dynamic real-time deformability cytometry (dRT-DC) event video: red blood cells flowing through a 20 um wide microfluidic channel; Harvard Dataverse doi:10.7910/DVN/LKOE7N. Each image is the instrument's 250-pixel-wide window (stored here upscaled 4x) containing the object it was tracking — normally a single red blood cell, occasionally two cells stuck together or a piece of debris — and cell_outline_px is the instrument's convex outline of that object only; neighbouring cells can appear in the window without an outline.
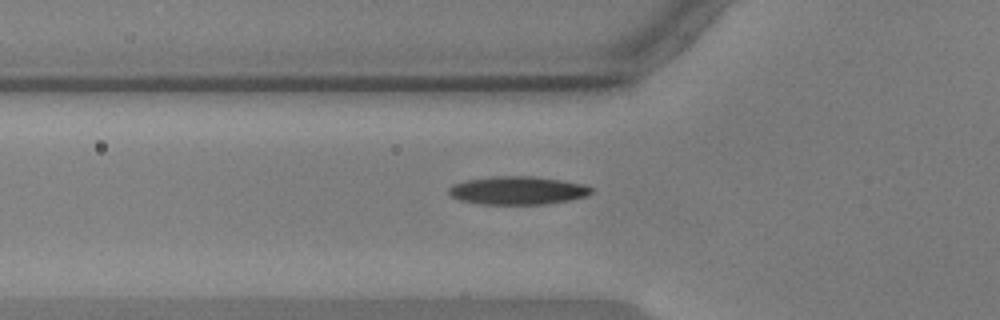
{"species": "common noctule bat (a hibernating species)", "species_latin": "Nyctalus noctula", "temperature_condition": "warm", "stored_images_in_passage": 37, "camera_frame_rate_fps": 3000, "um_per_image_px": 0.085, "animal": {"sex": "male", "body_mass_g": 17.9, "forearm_length_mm": 54.2}, "frame": {"image": 1, "passage_image": 2, "time_ms": 0.333, "image_size_px": [1000, 320], "cell_outline_px": [[592, 192], [588, 196], [548, 204], [480, 204], [460, 200], [452, 196], [448, 192], [448, 188], [452, 184], [464, 180], [492, 176], [532, 176], [560, 180], [584, 184], [592, 188]], "centroid_in_image_um": [43.98, 16.18], "position_along_channel_um": 81.8, "area_um2": 23.52}}
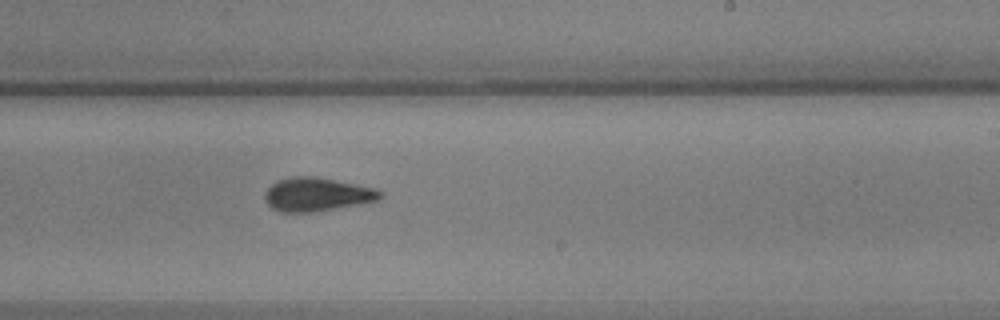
{"frame": {"image": 2, "passage_image": 17, "time_ms": 5.333, "image_size_px": [1000, 320], "cell_outline_px": [[384, 196], [380, 200], [316, 212], [280, 212], [272, 208], [264, 200], [264, 192], [276, 180], [292, 176], [316, 176], [376, 188], [384, 192]], "centroid_in_image_um": [26.95, 16.52], "position_along_channel_um": 262.0, "area_um2": 22.95}}
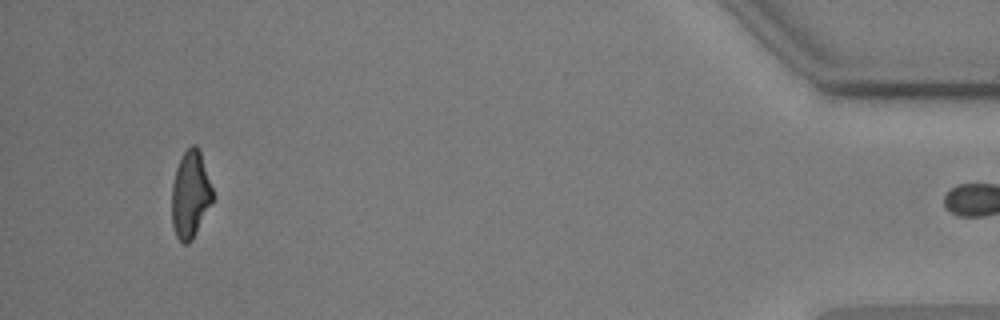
{"frame": {"image": 3, "passage_image": 36, "time_ms": 11.667, "image_size_px": [1000, 320], "cell_outline_px": [[216, 196], [192, 240], [188, 244], [184, 244], [176, 236], [172, 224], [172, 184], [176, 168], [184, 152], [192, 144], [196, 144], [200, 148]], "centroid_in_image_um": [16.22, 16.51], "position_along_channel_um": 419.0, "area_um2": 21.21}}